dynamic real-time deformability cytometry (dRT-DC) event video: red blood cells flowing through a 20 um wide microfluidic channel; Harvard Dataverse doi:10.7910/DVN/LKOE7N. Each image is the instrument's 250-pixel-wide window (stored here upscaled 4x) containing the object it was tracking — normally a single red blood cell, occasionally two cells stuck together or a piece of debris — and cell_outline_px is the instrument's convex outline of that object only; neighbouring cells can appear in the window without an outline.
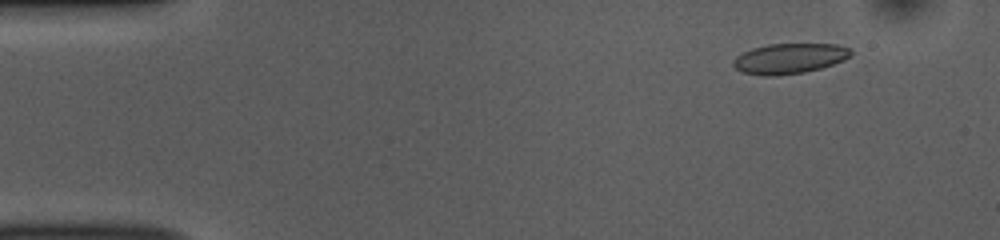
{"species": "common noctule bat (a hibernating species)", "species_latin": "Nyctalus noctula", "temperature_condition": "room temperature", "stored_images_in_passage": 13, "camera_frame_rate_fps": 3000, "um_per_image_px": 0.085, "animal": {"sex": "female", "body_mass_g": 10.0, "forearm_length_mm": 53.1}, "frame": {"image": 1, "passage_image": 6, "time_ms": 1.667, "image_size_px": [1000, 240], "cell_outline_px": [[852, 52], [844, 60], [820, 68], [804, 72], [776, 76], [764, 76], [740, 72], [732, 64], [732, 60], [736, 56], [752, 48], [768, 44], [836, 44], [848, 48]], "centroid_in_image_um": [67.04, 4.98], "position_along_channel_um": 18.0, "area_um2": 20.69}}